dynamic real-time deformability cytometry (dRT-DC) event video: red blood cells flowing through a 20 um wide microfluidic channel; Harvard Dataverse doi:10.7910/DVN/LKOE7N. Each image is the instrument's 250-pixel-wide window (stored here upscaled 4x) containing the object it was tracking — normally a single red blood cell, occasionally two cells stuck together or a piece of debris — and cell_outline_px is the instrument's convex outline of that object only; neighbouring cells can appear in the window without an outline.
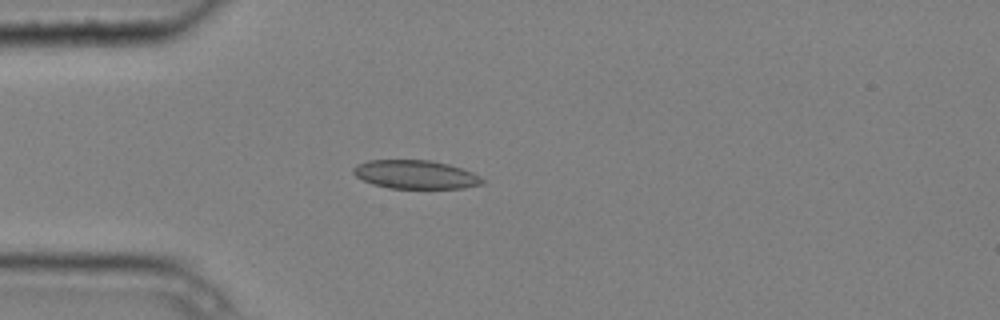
{"species": "common noctule bat (a hibernating species)", "species_latin": "Nyctalus noctula", "temperature_condition": "cold", "stored_images_in_passage": 4, "camera_frame_rate_fps": 3000, "um_per_image_px": 0.085, "animal": {"sex": "male", "body_mass_g": 20.4}, "frame": {"image": 1, "passage_image": 3, "time_ms": 0.667, "image_size_px": [1000, 320], "cell_outline_px": [[484, 184], [464, 188], [388, 188], [372, 184], [356, 176], [352, 172], [352, 168], [356, 164], [368, 160], [428, 160], [448, 164], [472, 172], [480, 176], [484, 180]], "centroid_in_image_um": [35.3, 14.83], "position_along_channel_um": 49.7, "area_um2": 21.5}}